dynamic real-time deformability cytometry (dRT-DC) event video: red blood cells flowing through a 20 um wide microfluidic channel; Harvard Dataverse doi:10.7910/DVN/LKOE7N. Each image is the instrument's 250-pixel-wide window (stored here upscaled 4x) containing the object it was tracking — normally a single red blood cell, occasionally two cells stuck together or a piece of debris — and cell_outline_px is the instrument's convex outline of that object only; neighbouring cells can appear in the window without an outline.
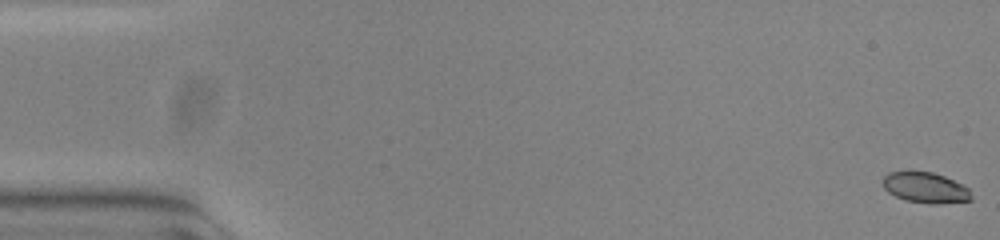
{"species": "common noctule bat (a hibernating species)", "species_latin": "Nyctalus noctula", "temperature_condition": "warm", "stored_images_in_passage": 9, "camera_frame_rate_fps": 3000, "um_per_image_px": 0.085, "animal": {"sex": "female", "body_mass_g": 23.0, "forearm_length_mm": 53.4}, "frame": {"image": 1, "passage_image": 1, "time_ms": 0.0, "image_size_px": [1000, 240], "cell_outline_px": [[972, 200], [940, 204], [928, 204], [904, 200], [888, 192], [884, 188], [880, 180], [888, 172], [932, 172], [944, 176], [968, 188], [972, 196]], "centroid_in_image_um": [78.63, 15.97], "position_along_channel_um": 6.4, "area_um2": 15.84}}